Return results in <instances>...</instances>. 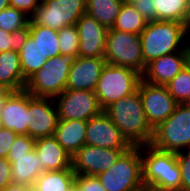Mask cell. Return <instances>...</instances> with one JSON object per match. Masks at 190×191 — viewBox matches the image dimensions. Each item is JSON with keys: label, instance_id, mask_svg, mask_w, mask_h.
<instances>
[{"label": "cell", "instance_id": "6da1fadb", "mask_svg": "<svg viewBox=\"0 0 190 191\" xmlns=\"http://www.w3.org/2000/svg\"><path fill=\"white\" fill-rule=\"evenodd\" d=\"M104 112L131 146L151 144L154 129L146 119L138 89L109 105Z\"/></svg>", "mask_w": 190, "mask_h": 191}, {"label": "cell", "instance_id": "7a4b0ae2", "mask_svg": "<svg viewBox=\"0 0 190 191\" xmlns=\"http://www.w3.org/2000/svg\"><path fill=\"white\" fill-rule=\"evenodd\" d=\"M189 28L177 21L147 22L141 32L142 55L145 64L156 58L181 50H190Z\"/></svg>", "mask_w": 190, "mask_h": 191}, {"label": "cell", "instance_id": "3957f363", "mask_svg": "<svg viewBox=\"0 0 190 191\" xmlns=\"http://www.w3.org/2000/svg\"><path fill=\"white\" fill-rule=\"evenodd\" d=\"M143 183L146 191H181V170L176 152L151 144L141 146Z\"/></svg>", "mask_w": 190, "mask_h": 191}, {"label": "cell", "instance_id": "277c9868", "mask_svg": "<svg viewBox=\"0 0 190 191\" xmlns=\"http://www.w3.org/2000/svg\"><path fill=\"white\" fill-rule=\"evenodd\" d=\"M106 191H146L141 146H132L106 171L97 175Z\"/></svg>", "mask_w": 190, "mask_h": 191}, {"label": "cell", "instance_id": "5b68a950", "mask_svg": "<svg viewBox=\"0 0 190 191\" xmlns=\"http://www.w3.org/2000/svg\"><path fill=\"white\" fill-rule=\"evenodd\" d=\"M74 57L59 54L47 60L27 82L25 90L34 97L55 98L65 89Z\"/></svg>", "mask_w": 190, "mask_h": 191}, {"label": "cell", "instance_id": "8992f818", "mask_svg": "<svg viewBox=\"0 0 190 191\" xmlns=\"http://www.w3.org/2000/svg\"><path fill=\"white\" fill-rule=\"evenodd\" d=\"M141 79V73L132 68L106 64L95 89L102 110L120 98L134 93Z\"/></svg>", "mask_w": 190, "mask_h": 191}, {"label": "cell", "instance_id": "52a82bcc", "mask_svg": "<svg viewBox=\"0 0 190 191\" xmlns=\"http://www.w3.org/2000/svg\"><path fill=\"white\" fill-rule=\"evenodd\" d=\"M151 145L176 153L190 148V104H177L174 112L154 128Z\"/></svg>", "mask_w": 190, "mask_h": 191}, {"label": "cell", "instance_id": "ba28073f", "mask_svg": "<svg viewBox=\"0 0 190 191\" xmlns=\"http://www.w3.org/2000/svg\"><path fill=\"white\" fill-rule=\"evenodd\" d=\"M104 59L106 64L129 67L142 74L146 64L140 35L109 28Z\"/></svg>", "mask_w": 190, "mask_h": 191}, {"label": "cell", "instance_id": "9c48e42d", "mask_svg": "<svg viewBox=\"0 0 190 191\" xmlns=\"http://www.w3.org/2000/svg\"><path fill=\"white\" fill-rule=\"evenodd\" d=\"M85 13L86 0H41L29 23L59 31L66 26L76 25Z\"/></svg>", "mask_w": 190, "mask_h": 191}, {"label": "cell", "instance_id": "30bf717a", "mask_svg": "<svg viewBox=\"0 0 190 191\" xmlns=\"http://www.w3.org/2000/svg\"><path fill=\"white\" fill-rule=\"evenodd\" d=\"M59 120H85L99 115L100 107L95 91L65 89L54 98Z\"/></svg>", "mask_w": 190, "mask_h": 191}, {"label": "cell", "instance_id": "8fae6325", "mask_svg": "<svg viewBox=\"0 0 190 191\" xmlns=\"http://www.w3.org/2000/svg\"><path fill=\"white\" fill-rule=\"evenodd\" d=\"M58 121V110L53 98L34 97L27 92L28 136L35 140L52 137Z\"/></svg>", "mask_w": 190, "mask_h": 191}, {"label": "cell", "instance_id": "7c38bea8", "mask_svg": "<svg viewBox=\"0 0 190 191\" xmlns=\"http://www.w3.org/2000/svg\"><path fill=\"white\" fill-rule=\"evenodd\" d=\"M138 90L146 119L153 129L165 121L178 104L166 85H155L141 79Z\"/></svg>", "mask_w": 190, "mask_h": 191}, {"label": "cell", "instance_id": "4fadbf2b", "mask_svg": "<svg viewBox=\"0 0 190 191\" xmlns=\"http://www.w3.org/2000/svg\"><path fill=\"white\" fill-rule=\"evenodd\" d=\"M127 150L85 144L72 156V169L75 174L97 176L109 169Z\"/></svg>", "mask_w": 190, "mask_h": 191}, {"label": "cell", "instance_id": "5bb4252c", "mask_svg": "<svg viewBox=\"0 0 190 191\" xmlns=\"http://www.w3.org/2000/svg\"><path fill=\"white\" fill-rule=\"evenodd\" d=\"M85 133L86 145L110 149H129L132 147L104 111L87 121Z\"/></svg>", "mask_w": 190, "mask_h": 191}, {"label": "cell", "instance_id": "9a60e30c", "mask_svg": "<svg viewBox=\"0 0 190 191\" xmlns=\"http://www.w3.org/2000/svg\"><path fill=\"white\" fill-rule=\"evenodd\" d=\"M190 50H181L146 64L142 80L155 85H167L187 64Z\"/></svg>", "mask_w": 190, "mask_h": 191}, {"label": "cell", "instance_id": "2e32d148", "mask_svg": "<svg viewBox=\"0 0 190 191\" xmlns=\"http://www.w3.org/2000/svg\"><path fill=\"white\" fill-rule=\"evenodd\" d=\"M79 34L80 57H104L108 28L87 13L83 14L76 25Z\"/></svg>", "mask_w": 190, "mask_h": 191}, {"label": "cell", "instance_id": "e0dca14e", "mask_svg": "<svg viewBox=\"0 0 190 191\" xmlns=\"http://www.w3.org/2000/svg\"><path fill=\"white\" fill-rule=\"evenodd\" d=\"M105 65L104 57H76L69 70L66 89L95 91Z\"/></svg>", "mask_w": 190, "mask_h": 191}, {"label": "cell", "instance_id": "ac0fdd59", "mask_svg": "<svg viewBox=\"0 0 190 191\" xmlns=\"http://www.w3.org/2000/svg\"><path fill=\"white\" fill-rule=\"evenodd\" d=\"M2 127L18 135H28L27 91H13L3 102L1 115Z\"/></svg>", "mask_w": 190, "mask_h": 191}, {"label": "cell", "instance_id": "d6986e66", "mask_svg": "<svg viewBox=\"0 0 190 191\" xmlns=\"http://www.w3.org/2000/svg\"><path fill=\"white\" fill-rule=\"evenodd\" d=\"M34 150L39 156L42 173L51 170L72 169V156L53 136L36 139Z\"/></svg>", "mask_w": 190, "mask_h": 191}, {"label": "cell", "instance_id": "ffe728a7", "mask_svg": "<svg viewBox=\"0 0 190 191\" xmlns=\"http://www.w3.org/2000/svg\"><path fill=\"white\" fill-rule=\"evenodd\" d=\"M12 183L33 188L34 182L42 174L39 156L34 148L28 153L9 154Z\"/></svg>", "mask_w": 190, "mask_h": 191}, {"label": "cell", "instance_id": "44dd1931", "mask_svg": "<svg viewBox=\"0 0 190 191\" xmlns=\"http://www.w3.org/2000/svg\"><path fill=\"white\" fill-rule=\"evenodd\" d=\"M86 126L85 120H59L53 137L66 152L73 156L86 144Z\"/></svg>", "mask_w": 190, "mask_h": 191}, {"label": "cell", "instance_id": "7402d4cb", "mask_svg": "<svg viewBox=\"0 0 190 191\" xmlns=\"http://www.w3.org/2000/svg\"><path fill=\"white\" fill-rule=\"evenodd\" d=\"M18 51L23 78L27 81L45 65L48 58L28 32L22 34Z\"/></svg>", "mask_w": 190, "mask_h": 191}, {"label": "cell", "instance_id": "603a6c76", "mask_svg": "<svg viewBox=\"0 0 190 191\" xmlns=\"http://www.w3.org/2000/svg\"><path fill=\"white\" fill-rule=\"evenodd\" d=\"M26 82L22 74L19 51L0 52V83L12 91H20L25 89Z\"/></svg>", "mask_w": 190, "mask_h": 191}, {"label": "cell", "instance_id": "cb8c5ba5", "mask_svg": "<svg viewBox=\"0 0 190 191\" xmlns=\"http://www.w3.org/2000/svg\"><path fill=\"white\" fill-rule=\"evenodd\" d=\"M155 20L177 21L190 27V0H152Z\"/></svg>", "mask_w": 190, "mask_h": 191}, {"label": "cell", "instance_id": "d4e9b609", "mask_svg": "<svg viewBox=\"0 0 190 191\" xmlns=\"http://www.w3.org/2000/svg\"><path fill=\"white\" fill-rule=\"evenodd\" d=\"M74 181L73 169L45 171L34 182L32 191H73Z\"/></svg>", "mask_w": 190, "mask_h": 191}, {"label": "cell", "instance_id": "484cf974", "mask_svg": "<svg viewBox=\"0 0 190 191\" xmlns=\"http://www.w3.org/2000/svg\"><path fill=\"white\" fill-rule=\"evenodd\" d=\"M122 5L120 0H86V13L109 29L113 27Z\"/></svg>", "mask_w": 190, "mask_h": 191}, {"label": "cell", "instance_id": "4316f807", "mask_svg": "<svg viewBox=\"0 0 190 191\" xmlns=\"http://www.w3.org/2000/svg\"><path fill=\"white\" fill-rule=\"evenodd\" d=\"M27 32L37 42L48 59L60 54L58 31L34 23L28 24Z\"/></svg>", "mask_w": 190, "mask_h": 191}, {"label": "cell", "instance_id": "83f0119b", "mask_svg": "<svg viewBox=\"0 0 190 191\" xmlns=\"http://www.w3.org/2000/svg\"><path fill=\"white\" fill-rule=\"evenodd\" d=\"M146 24L133 4L123 3L112 29L140 35Z\"/></svg>", "mask_w": 190, "mask_h": 191}, {"label": "cell", "instance_id": "f1b7e54d", "mask_svg": "<svg viewBox=\"0 0 190 191\" xmlns=\"http://www.w3.org/2000/svg\"><path fill=\"white\" fill-rule=\"evenodd\" d=\"M29 21L28 15L14 7L0 11V28L11 34L27 32Z\"/></svg>", "mask_w": 190, "mask_h": 191}, {"label": "cell", "instance_id": "f546056e", "mask_svg": "<svg viewBox=\"0 0 190 191\" xmlns=\"http://www.w3.org/2000/svg\"><path fill=\"white\" fill-rule=\"evenodd\" d=\"M166 87L178 104H190V64L188 63Z\"/></svg>", "mask_w": 190, "mask_h": 191}, {"label": "cell", "instance_id": "4dcf8cb0", "mask_svg": "<svg viewBox=\"0 0 190 191\" xmlns=\"http://www.w3.org/2000/svg\"><path fill=\"white\" fill-rule=\"evenodd\" d=\"M79 34L75 25L66 26L58 31L60 54L79 56Z\"/></svg>", "mask_w": 190, "mask_h": 191}, {"label": "cell", "instance_id": "1f68e13d", "mask_svg": "<svg viewBox=\"0 0 190 191\" xmlns=\"http://www.w3.org/2000/svg\"><path fill=\"white\" fill-rule=\"evenodd\" d=\"M73 191H106L97 176L75 174Z\"/></svg>", "mask_w": 190, "mask_h": 191}, {"label": "cell", "instance_id": "d6a6232c", "mask_svg": "<svg viewBox=\"0 0 190 191\" xmlns=\"http://www.w3.org/2000/svg\"><path fill=\"white\" fill-rule=\"evenodd\" d=\"M181 170V191L190 190V148L176 153Z\"/></svg>", "mask_w": 190, "mask_h": 191}, {"label": "cell", "instance_id": "836d02e7", "mask_svg": "<svg viewBox=\"0 0 190 191\" xmlns=\"http://www.w3.org/2000/svg\"><path fill=\"white\" fill-rule=\"evenodd\" d=\"M22 34L9 33L0 28V52L9 50H19V43Z\"/></svg>", "mask_w": 190, "mask_h": 191}, {"label": "cell", "instance_id": "e575fe53", "mask_svg": "<svg viewBox=\"0 0 190 191\" xmlns=\"http://www.w3.org/2000/svg\"><path fill=\"white\" fill-rule=\"evenodd\" d=\"M18 134L14 131L2 127L0 129V157L7 158Z\"/></svg>", "mask_w": 190, "mask_h": 191}, {"label": "cell", "instance_id": "d590c367", "mask_svg": "<svg viewBox=\"0 0 190 191\" xmlns=\"http://www.w3.org/2000/svg\"><path fill=\"white\" fill-rule=\"evenodd\" d=\"M35 139L28 135H18L9 154L28 153L34 148Z\"/></svg>", "mask_w": 190, "mask_h": 191}, {"label": "cell", "instance_id": "8d00e7d4", "mask_svg": "<svg viewBox=\"0 0 190 191\" xmlns=\"http://www.w3.org/2000/svg\"><path fill=\"white\" fill-rule=\"evenodd\" d=\"M133 5L145 21H155V9L152 0H137Z\"/></svg>", "mask_w": 190, "mask_h": 191}, {"label": "cell", "instance_id": "74e56055", "mask_svg": "<svg viewBox=\"0 0 190 191\" xmlns=\"http://www.w3.org/2000/svg\"><path fill=\"white\" fill-rule=\"evenodd\" d=\"M41 0H10V6L23 11L29 17L40 5Z\"/></svg>", "mask_w": 190, "mask_h": 191}, {"label": "cell", "instance_id": "f35d334b", "mask_svg": "<svg viewBox=\"0 0 190 191\" xmlns=\"http://www.w3.org/2000/svg\"><path fill=\"white\" fill-rule=\"evenodd\" d=\"M12 183L11 162L7 158L0 157V191Z\"/></svg>", "mask_w": 190, "mask_h": 191}, {"label": "cell", "instance_id": "ab89813d", "mask_svg": "<svg viewBox=\"0 0 190 191\" xmlns=\"http://www.w3.org/2000/svg\"><path fill=\"white\" fill-rule=\"evenodd\" d=\"M13 91L6 86L5 84L0 83V115L2 110V105L4 100L12 93Z\"/></svg>", "mask_w": 190, "mask_h": 191}, {"label": "cell", "instance_id": "60d3db41", "mask_svg": "<svg viewBox=\"0 0 190 191\" xmlns=\"http://www.w3.org/2000/svg\"><path fill=\"white\" fill-rule=\"evenodd\" d=\"M2 191H32V188L25 185L10 183Z\"/></svg>", "mask_w": 190, "mask_h": 191}, {"label": "cell", "instance_id": "b9f144b4", "mask_svg": "<svg viewBox=\"0 0 190 191\" xmlns=\"http://www.w3.org/2000/svg\"><path fill=\"white\" fill-rule=\"evenodd\" d=\"M10 6V0H0V11Z\"/></svg>", "mask_w": 190, "mask_h": 191}, {"label": "cell", "instance_id": "7bdbcfd3", "mask_svg": "<svg viewBox=\"0 0 190 191\" xmlns=\"http://www.w3.org/2000/svg\"><path fill=\"white\" fill-rule=\"evenodd\" d=\"M122 3L134 4L137 0H120Z\"/></svg>", "mask_w": 190, "mask_h": 191}, {"label": "cell", "instance_id": "ee69618b", "mask_svg": "<svg viewBox=\"0 0 190 191\" xmlns=\"http://www.w3.org/2000/svg\"><path fill=\"white\" fill-rule=\"evenodd\" d=\"M189 36H190V27H189ZM188 39H189V46H190V37Z\"/></svg>", "mask_w": 190, "mask_h": 191}, {"label": "cell", "instance_id": "f6af8a7d", "mask_svg": "<svg viewBox=\"0 0 190 191\" xmlns=\"http://www.w3.org/2000/svg\"><path fill=\"white\" fill-rule=\"evenodd\" d=\"M2 128V121H1V118H0V129Z\"/></svg>", "mask_w": 190, "mask_h": 191}]
</instances>
